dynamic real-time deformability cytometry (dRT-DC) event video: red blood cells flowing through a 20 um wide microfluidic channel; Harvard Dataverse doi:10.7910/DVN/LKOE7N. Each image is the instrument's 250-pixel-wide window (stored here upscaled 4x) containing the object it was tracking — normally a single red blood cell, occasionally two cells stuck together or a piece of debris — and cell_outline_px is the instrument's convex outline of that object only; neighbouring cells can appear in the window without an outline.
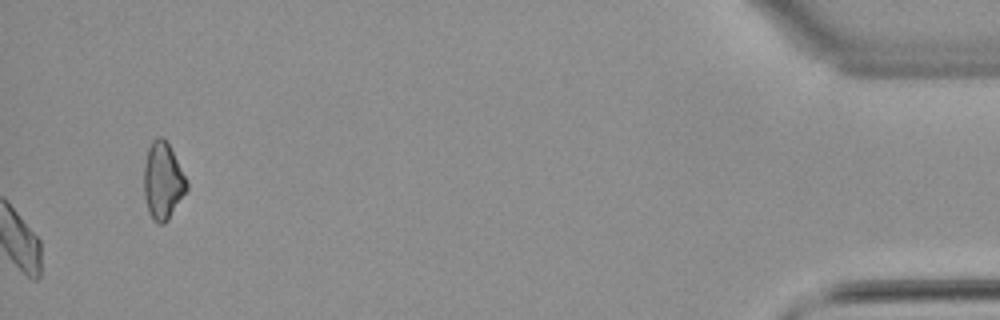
{"species": "common noctule bat (a hibernating species)", "species_latin": "Nyctalus noctula", "temperature_condition": "warm", "stored_images_in_passage": 55, "camera_frame_rate_fps": 3000, "um_per_image_px": 0.085, "animal": {"sex": "male", "body_mass_g": 21.5, "forearm_length_mm": 52.0}, "frame": {"image": 1, "passage_image": 55, "time_ms": 18.0, "image_size_px": [1000, 320], "cell_outline_px": [[188, 188], [168, 220], [164, 224], [160, 224], [152, 220], [148, 212], [144, 196], [144, 164], [148, 148], [152, 140], [156, 136], [164, 136], [188, 184]], "centroid_in_image_um": [13.81, 15.39], "position_along_channel_um": 421.4, "area_um2": 19.07}, "authors_computed_cell_mechanics": {"area_um2": 17.8602, "velocity_mm_per_s": 3.8583, "shape_relaxation_time_tau1_ms": 10.4535, "shape_relaxation_time_tau2_ms": 4.0239, "deformation_change_tau1": 0.1507, "deformation_change_tau2": 0.0821}}